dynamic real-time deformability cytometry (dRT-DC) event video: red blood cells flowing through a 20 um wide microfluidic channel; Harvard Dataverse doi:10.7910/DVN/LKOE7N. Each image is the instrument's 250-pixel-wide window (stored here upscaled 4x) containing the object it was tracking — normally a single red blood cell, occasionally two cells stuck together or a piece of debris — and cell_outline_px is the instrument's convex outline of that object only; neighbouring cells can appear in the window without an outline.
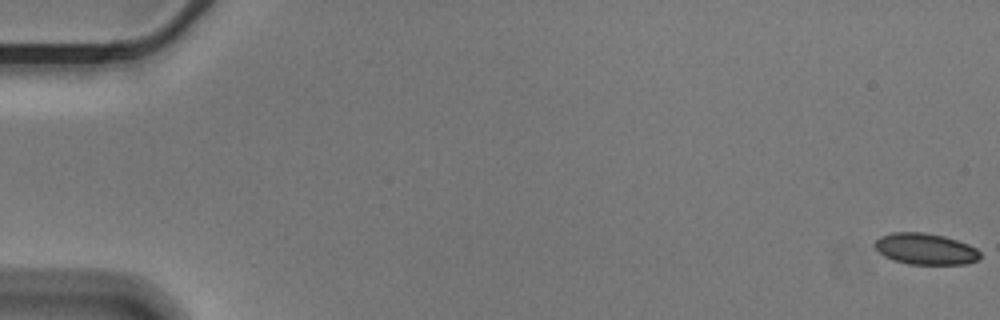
{"species": "Egyptian fruit bat (a non-hibernating species)", "species_latin": "Rousettus aegyptiacus", "temperature_condition": "cold", "stored_images_in_passage": 29, "camera_frame_rate_fps": 3000, "um_per_image_px": 0.085, "animal": {"sex": "male"}, "frame": {"image": 1, "passage_image": 1, "time_ms": 0.0, "image_size_px": [1000, 320], "cell_outline_px": [[980, 260], [964, 264], [908, 264], [892, 260], [884, 256], [872, 244], [880, 236], [892, 232], [924, 232], [944, 236], [968, 244], [976, 248], [980, 252]], "centroid_in_image_um": [78.65, 21.16], "position_along_channel_um": 6.3, "area_um2": 19.31}}
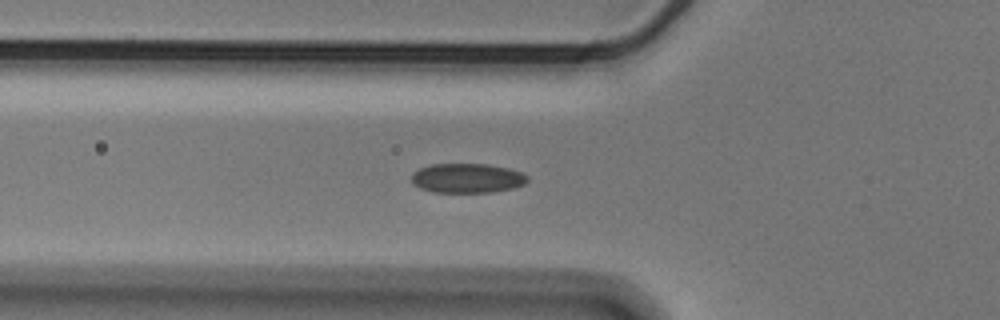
{"frame": {"image": 2, "passage_image": 21, "time_ms": 6.667, "image_size_px": [1000, 320], "cell_outline_px": [[528, 180], [524, 184], [512, 188], [492, 192], [432, 192], [420, 188], [412, 184], [412, 172], [420, 168], [432, 164], [488, 164], [508, 168], [520, 172], [528, 176]], "centroid_in_image_um": [39.69, 15.14], "position_along_channel_um": 86.1, "area_um2": 19.94}}
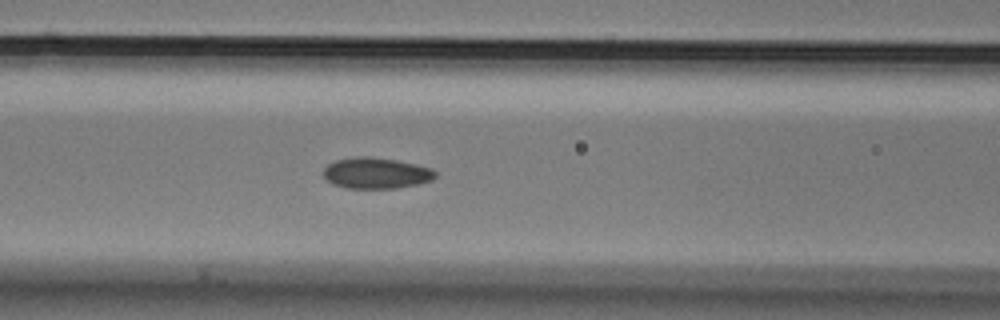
{"frame": {"image": 3, "passage_image": 25, "time_ms": 8.0, "image_size_px": [1000, 320], "cell_outline_px": [[436, 176], [432, 180], [420, 184], [396, 188], [344, 188], [332, 184], [324, 176], [324, 168], [328, 164], [336, 160], [352, 156], [368, 156], [396, 160], [416, 164], [432, 168], [436, 172]], "centroid_in_image_um": [31.98, 14.71], "position_along_channel_um": 134.6, "area_um2": 20.4}}